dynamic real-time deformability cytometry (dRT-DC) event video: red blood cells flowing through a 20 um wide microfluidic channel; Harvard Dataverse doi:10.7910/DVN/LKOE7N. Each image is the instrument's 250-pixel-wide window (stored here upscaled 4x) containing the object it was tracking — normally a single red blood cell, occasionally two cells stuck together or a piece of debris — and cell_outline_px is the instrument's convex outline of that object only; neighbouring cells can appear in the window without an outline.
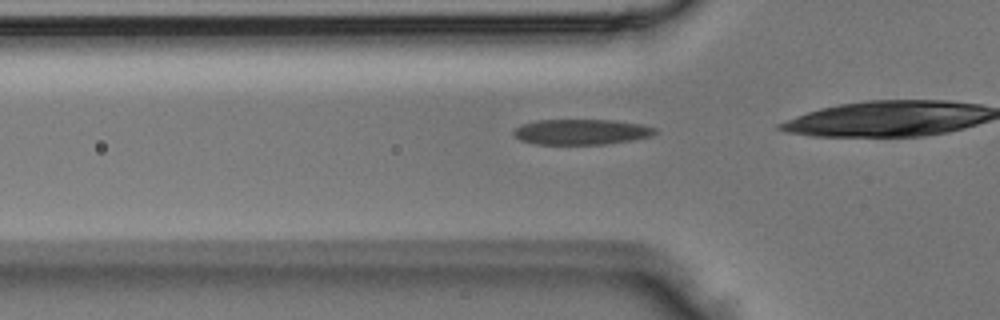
{"species": "Egyptian fruit bat (a non-hibernating species)", "species_latin": "Rousettus aegyptiacus", "temperature_condition": "room temperature", "stored_images_in_passage": 7, "segment_of_instrument_passage": [1, 2], "camera_frame_rate_fps": 3000, "um_per_image_px": 0.085, "animal": {"sex": "male"}, "frame": {"image": 1, "passage_image": 3, "time_ms": 0.667, "image_size_px": [1000, 320], "cell_outline_px": [[656, 132], [652, 136], [632, 140], [604, 144], [536, 144], [520, 140], [512, 136], [512, 132], [520, 124], [536, 120], [616, 120], [640, 124], [656, 128]], "centroid_in_image_um": [49.37, 11.21], "position_along_channel_um": 76.4, "area_um2": 21.1}}
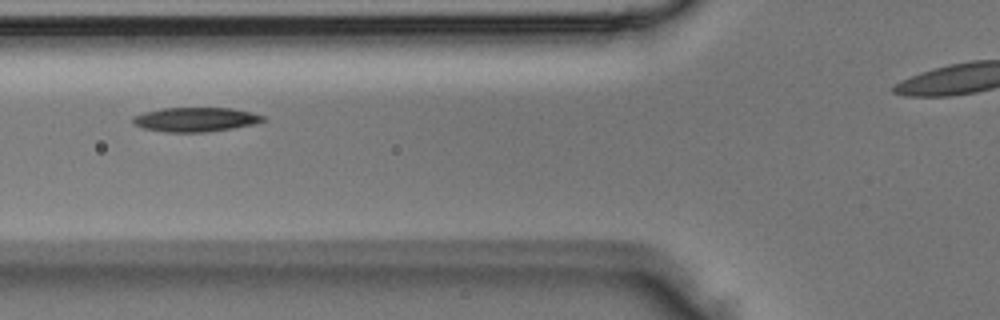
{"frame": {"image": 2, "passage_image": 5, "time_ms": 1.333, "image_size_px": [1000, 320], "cell_outline_px": [[268, 120], [252, 124], [232, 128], [204, 132], [168, 132], [144, 128], [132, 124], [132, 116], [144, 112], [160, 108], [232, 108], [252, 112], [264, 116]], "centroid_in_image_um": [16.6, 10.15], "position_along_channel_um": 109.2, "area_um2": 18.44}}
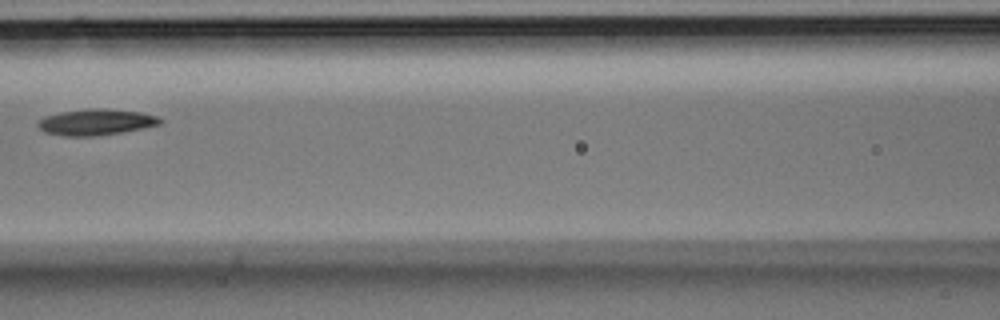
{"frame": {"image": 3, "passage_image": 6, "time_ms": 1.667, "image_size_px": [1000, 320], "cell_outline_px": [[164, 120], [160, 124], [144, 128], [96, 136], [64, 136], [44, 132], [36, 124], [44, 116], [60, 112], [88, 108], [100, 108], [140, 112], [156, 116]], "centroid_in_image_um": [8.14, 10.38], "position_along_channel_um": 158.5, "area_um2": 18.55}}